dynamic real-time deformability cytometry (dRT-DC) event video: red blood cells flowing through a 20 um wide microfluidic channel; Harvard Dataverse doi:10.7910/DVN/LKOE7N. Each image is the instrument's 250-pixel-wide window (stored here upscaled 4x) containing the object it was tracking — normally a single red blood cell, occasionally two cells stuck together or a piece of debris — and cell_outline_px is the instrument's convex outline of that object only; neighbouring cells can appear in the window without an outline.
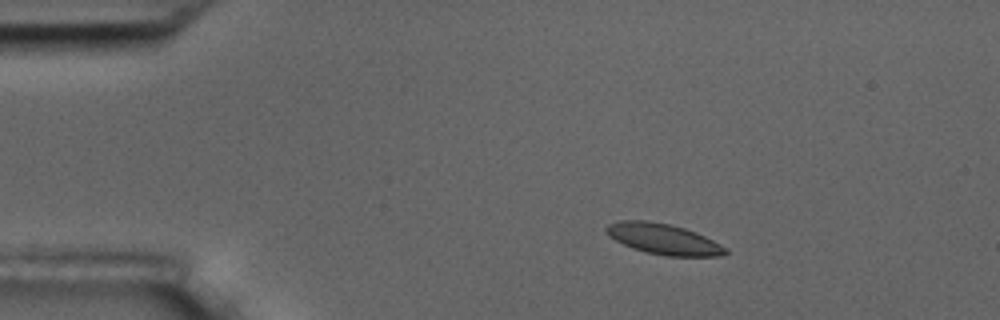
{"species": "common noctule bat (a hibernating species)", "species_latin": "Nyctalus noctula", "temperature_condition": "room temperature", "stored_images_in_passage": 4, "camera_frame_rate_fps": 3000, "um_per_image_px": 0.085, "animal": {"sex": "male", "body_mass_g": 17.5, "forearm_length_mm": 52.3}, "frame": {"image": 1, "passage_image": 2, "time_ms": 1.333, "image_size_px": [1000, 320], "cell_outline_px": [[728, 252], [720, 256], [664, 256], [644, 252], [632, 248], [608, 236], [604, 232], [604, 228], [608, 224], [620, 220], [644, 220], [668, 224], [684, 228], [696, 232], [728, 248]], "centroid_in_image_um": [56.36, 20.32], "position_along_channel_um": 28.6, "area_um2": 21.39}}